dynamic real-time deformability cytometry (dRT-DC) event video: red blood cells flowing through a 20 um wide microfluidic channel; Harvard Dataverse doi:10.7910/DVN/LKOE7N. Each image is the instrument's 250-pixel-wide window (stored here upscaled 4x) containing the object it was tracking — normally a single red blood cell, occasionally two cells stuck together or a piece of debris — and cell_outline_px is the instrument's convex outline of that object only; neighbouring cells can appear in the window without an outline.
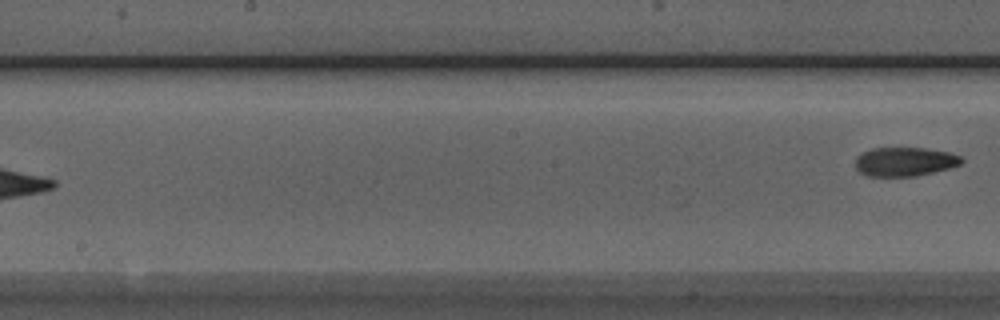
{"species": "Egyptian fruit bat (a non-hibernating species)", "species_latin": "Rousettus aegyptiacus", "temperature_condition": "room temperature", "stored_images_in_passage": 8, "segment_of_instrument_passage": [2, 2], "camera_frame_rate_fps": 3000, "um_per_image_px": 0.085, "animal": {"sex": "male"}, "frame": {"image": 1, "passage_image": 8, "time_ms": 8.333, "image_size_px": [1000, 320], "cell_outline_px": [[964, 160], [960, 164], [952, 168], [916, 176], [868, 176], [860, 172], [856, 168], [856, 156], [872, 148], [928, 148], [948, 152], [960, 156]], "centroid_in_image_um": [76.93, 13.74], "position_along_channel_um": 171.3, "area_um2": 17.98}}